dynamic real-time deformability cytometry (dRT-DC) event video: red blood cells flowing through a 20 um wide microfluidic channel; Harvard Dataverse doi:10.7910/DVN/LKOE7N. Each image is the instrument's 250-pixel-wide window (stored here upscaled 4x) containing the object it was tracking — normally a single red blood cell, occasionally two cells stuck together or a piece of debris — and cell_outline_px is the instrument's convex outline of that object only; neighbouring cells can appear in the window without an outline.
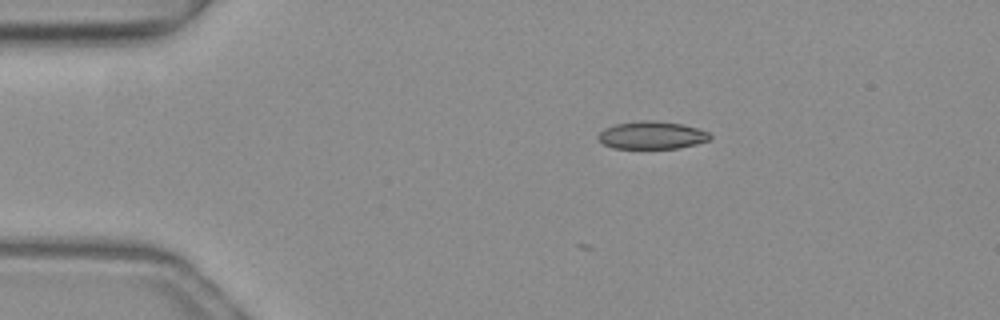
{"species": "common noctule bat (a hibernating species)", "species_latin": "Nyctalus noctula", "temperature_condition": "warm", "stored_images_in_passage": 6, "camera_frame_rate_fps": 3000, "um_per_image_px": 0.085, "animal": {"sex": "female", "body_mass_g": 19.3, "forearm_length_mm": 54.1}, "frame": {"image": 1, "passage_image": 1, "time_ms": 0.0, "image_size_px": [1000, 320], "cell_outline_px": [[712, 140], [680, 148], [612, 148], [604, 144], [596, 136], [604, 128], [616, 124], [644, 120], [652, 120], [680, 124], [696, 128], [708, 132], [712, 136]], "centroid_in_image_um": [55.42, 11.5], "position_along_channel_um": 29.6, "area_um2": 17.98}}